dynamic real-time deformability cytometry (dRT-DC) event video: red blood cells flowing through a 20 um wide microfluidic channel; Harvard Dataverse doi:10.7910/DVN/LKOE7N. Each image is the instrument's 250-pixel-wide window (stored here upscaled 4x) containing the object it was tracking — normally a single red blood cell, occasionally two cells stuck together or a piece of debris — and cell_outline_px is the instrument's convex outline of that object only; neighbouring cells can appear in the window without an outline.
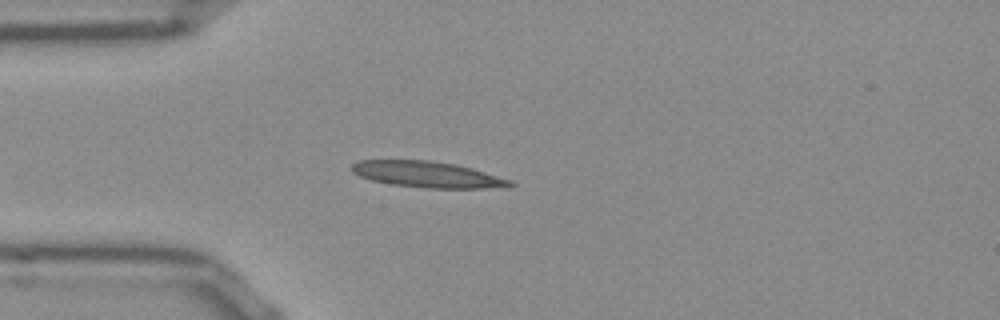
{"species": "Egyptian fruit bat (a non-hibernating species)", "species_latin": "Rousettus aegyptiacus", "temperature_condition": "room temperature", "stored_images_in_passage": 28, "camera_frame_rate_fps": 3000, "um_per_image_px": 0.085, "frame": {"image": 1, "passage_image": 1, "time_ms": 0.0, "image_size_px": [1000, 320], "cell_outline_px": [[516, 184], [508, 188], [428, 188], [392, 184], [372, 180], [360, 176], [352, 172], [352, 164], [360, 160], [428, 160], [456, 164], [472, 168], [512, 180]], "centroid_in_image_um": [36.4, 14.83], "position_along_channel_um": 48.6, "area_um2": 24.1}}
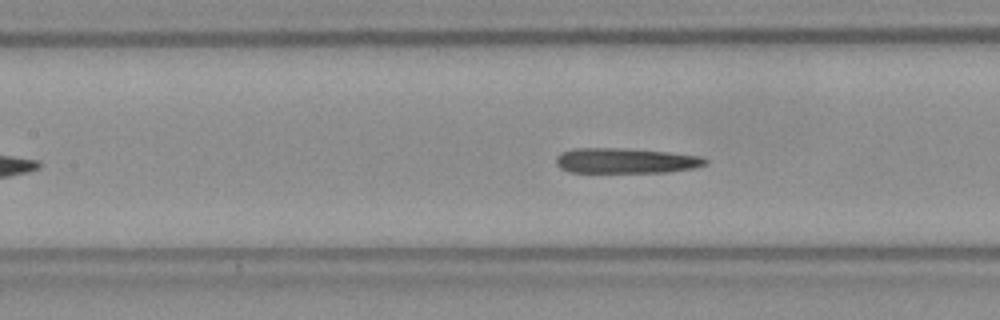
{"frame": {"image": 2, "passage_image": 10, "time_ms": 3.0, "image_size_px": [1000, 320], "cell_outline_px": [[708, 164], [696, 168], [668, 172], [568, 172], [560, 168], [556, 164], [556, 156], [560, 152], [572, 148], [624, 148], [668, 152], [700, 156], [708, 160]], "centroid_in_image_um": [53.17, 13.66], "position_along_channel_um": 154.2, "area_um2": 22.2}}
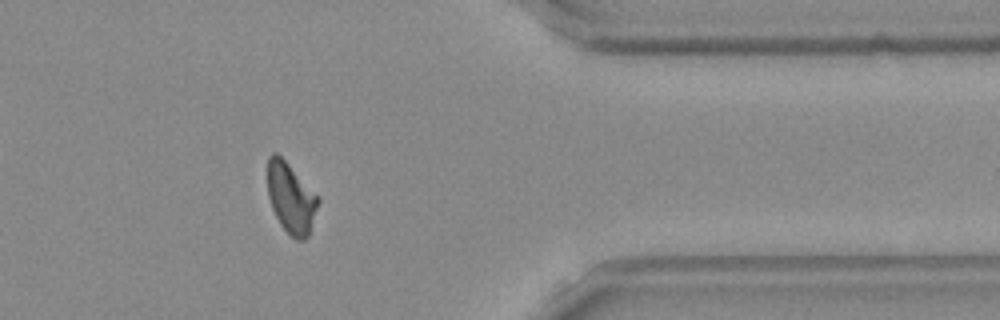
{"frame": {"image": 3, "passage_image": 26, "time_ms": 8.333, "image_size_px": [1000, 320], "cell_outline_px": [[320, 200], [308, 236], [304, 240], [296, 240], [280, 224], [272, 208], [268, 196], [268, 156], [272, 152], [276, 152], [320, 196]], "centroid_in_image_um": [24.74, 16.83], "position_along_channel_um": 386.7, "area_um2": 20.63}, "authors_computed_cell_mechanics": {"area_um2": 22.3975, "velocity_mm_per_s": 3.8261, "shape_relaxation_time_tau1_ms": null, "shape_relaxation_time_tau2_ms": 8.0568, "deformation_change_tau1": null, "deformation_change_tau2": 0.2189}}